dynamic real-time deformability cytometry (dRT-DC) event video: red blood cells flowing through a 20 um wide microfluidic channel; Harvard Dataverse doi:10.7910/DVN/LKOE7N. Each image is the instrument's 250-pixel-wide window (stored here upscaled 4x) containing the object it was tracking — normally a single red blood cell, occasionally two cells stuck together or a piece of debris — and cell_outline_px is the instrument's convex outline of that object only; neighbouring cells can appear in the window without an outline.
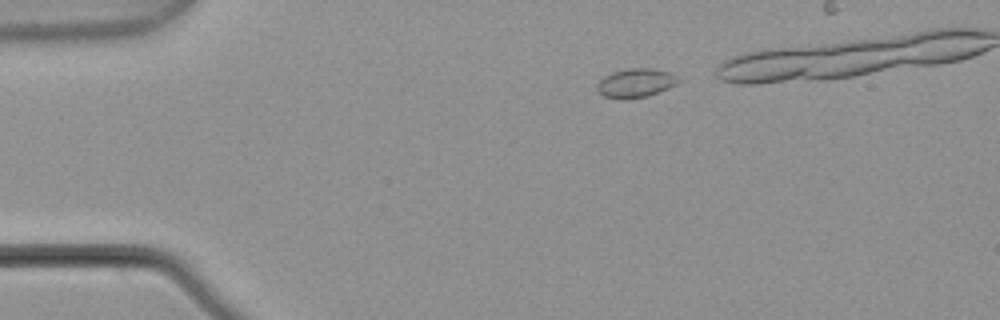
{"species": "common noctule bat (a hibernating species)", "species_latin": "Nyctalus noctula", "temperature_condition": "warm", "stored_images_in_passage": 6, "camera_frame_rate_fps": 3000, "um_per_image_px": 0.085, "animal": {"sex": "male", "body_mass_g": 21.5, "forearm_length_mm": 52.0}, "frame": {"image": 1, "passage_image": 1, "time_ms": 0.0, "image_size_px": [1000, 320], "cell_outline_px": [[684, 80], [668, 88], [648, 96], [628, 100], [620, 100], [604, 96], [596, 88], [596, 84], [604, 76], [612, 72], [628, 68], [652, 68], [672, 72]], "centroid_in_image_um": [54.07, 7.06], "position_along_channel_um": 30.9, "area_um2": 14.1}}
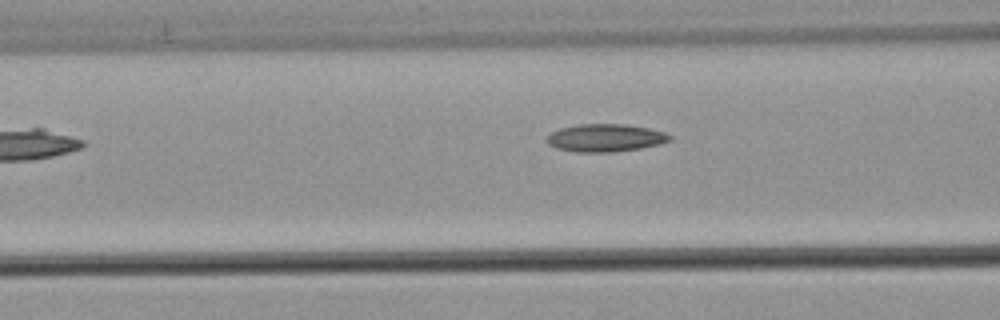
{"frame": {"image": 2, "passage_image": 6, "time_ms": 1.667, "image_size_px": [1000, 320], "cell_outline_px": [[672, 140], [660, 144], [640, 148], [612, 152], [576, 152], [556, 148], [548, 144], [548, 136], [552, 132], [560, 128], [580, 124], [624, 124], [648, 128], [664, 132], [672, 136]], "centroid_in_image_um": [51.48, 11.72], "position_along_channel_um": 115.1, "area_um2": 19.77}}